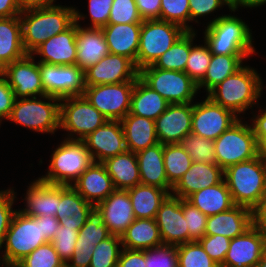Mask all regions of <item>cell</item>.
Masks as SVG:
<instances>
[{
  "label": "cell",
  "mask_w": 266,
  "mask_h": 267,
  "mask_svg": "<svg viewBox=\"0 0 266 267\" xmlns=\"http://www.w3.org/2000/svg\"><path fill=\"white\" fill-rule=\"evenodd\" d=\"M50 242L42 234L41 220L38 217H29L17 210L11 220L5 235L4 251L0 260L21 261L38 246Z\"/></svg>",
  "instance_id": "obj_8"
},
{
  "label": "cell",
  "mask_w": 266,
  "mask_h": 267,
  "mask_svg": "<svg viewBox=\"0 0 266 267\" xmlns=\"http://www.w3.org/2000/svg\"><path fill=\"white\" fill-rule=\"evenodd\" d=\"M266 247V236L254 225L231 239L220 267H256Z\"/></svg>",
  "instance_id": "obj_17"
},
{
  "label": "cell",
  "mask_w": 266,
  "mask_h": 267,
  "mask_svg": "<svg viewBox=\"0 0 266 267\" xmlns=\"http://www.w3.org/2000/svg\"><path fill=\"white\" fill-rule=\"evenodd\" d=\"M122 245L121 237L111 235L95 245L89 267H117Z\"/></svg>",
  "instance_id": "obj_45"
},
{
  "label": "cell",
  "mask_w": 266,
  "mask_h": 267,
  "mask_svg": "<svg viewBox=\"0 0 266 267\" xmlns=\"http://www.w3.org/2000/svg\"><path fill=\"white\" fill-rule=\"evenodd\" d=\"M224 170L217 164L192 162L188 171L172 187L171 195L186 199L196 191L219 184Z\"/></svg>",
  "instance_id": "obj_24"
},
{
  "label": "cell",
  "mask_w": 266,
  "mask_h": 267,
  "mask_svg": "<svg viewBox=\"0 0 266 267\" xmlns=\"http://www.w3.org/2000/svg\"><path fill=\"white\" fill-rule=\"evenodd\" d=\"M224 181L235 205L253 210L266 195V158L261 152L254 159L229 166Z\"/></svg>",
  "instance_id": "obj_2"
},
{
  "label": "cell",
  "mask_w": 266,
  "mask_h": 267,
  "mask_svg": "<svg viewBox=\"0 0 266 267\" xmlns=\"http://www.w3.org/2000/svg\"><path fill=\"white\" fill-rule=\"evenodd\" d=\"M261 76L252 67L243 65L206 94L214 103L239 116L258 104L263 94ZM237 113V114H236Z\"/></svg>",
  "instance_id": "obj_1"
},
{
  "label": "cell",
  "mask_w": 266,
  "mask_h": 267,
  "mask_svg": "<svg viewBox=\"0 0 266 267\" xmlns=\"http://www.w3.org/2000/svg\"><path fill=\"white\" fill-rule=\"evenodd\" d=\"M147 267H179L177 246L161 244L145 250Z\"/></svg>",
  "instance_id": "obj_48"
},
{
  "label": "cell",
  "mask_w": 266,
  "mask_h": 267,
  "mask_svg": "<svg viewBox=\"0 0 266 267\" xmlns=\"http://www.w3.org/2000/svg\"><path fill=\"white\" fill-rule=\"evenodd\" d=\"M256 267H266V247L263 251L262 257Z\"/></svg>",
  "instance_id": "obj_67"
},
{
  "label": "cell",
  "mask_w": 266,
  "mask_h": 267,
  "mask_svg": "<svg viewBox=\"0 0 266 267\" xmlns=\"http://www.w3.org/2000/svg\"><path fill=\"white\" fill-rule=\"evenodd\" d=\"M87 216L88 214L74 213L72 218L59 220V230L50 242L63 262L72 258L79 230L86 223Z\"/></svg>",
  "instance_id": "obj_38"
},
{
  "label": "cell",
  "mask_w": 266,
  "mask_h": 267,
  "mask_svg": "<svg viewBox=\"0 0 266 267\" xmlns=\"http://www.w3.org/2000/svg\"><path fill=\"white\" fill-rule=\"evenodd\" d=\"M193 103L169 104L155 120L156 134L161 144H175L192 130Z\"/></svg>",
  "instance_id": "obj_20"
},
{
  "label": "cell",
  "mask_w": 266,
  "mask_h": 267,
  "mask_svg": "<svg viewBox=\"0 0 266 267\" xmlns=\"http://www.w3.org/2000/svg\"><path fill=\"white\" fill-rule=\"evenodd\" d=\"M85 86L118 84L136 81L139 70L135 63L122 55L109 53L84 71Z\"/></svg>",
  "instance_id": "obj_16"
},
{
  "label": "cell",
  "mask_w": 266,
  "mask_h": 267,
  "mask_svg": "<svg viewBox=\"0 0 266 267\" xmlns=\"http://www.w3.org/2000/svg\"><path fill=\"white\" fill-rule=\"evenodd\" d=\"M186 200L207 217L228 211L235 206L224 179L215 186L194 192Z\"/></svg>",
  "instance_id": "obj_34"
},
{
  "label": "cell",
  "mask_w": 266,
  "mask_h": 267,
  "mask_svg": "<svg viewBox=\"0 0 266 267\" xmlns=\"http://www.w3.org/2000/svg\"><path fill=\"white\" fill-rule=\"evenodd\" d=\"M13 189L0 191V248L4 242L13 215L17 211V209L13 210L12 208L15 198H17Z\"/></svg>",
  "instance_id": "obj_53"
},
{
  "label": "cell",
  "mask_w": 266,
  "mask_h": 267,
  "mask_svg": "<svg viewBox=\"0 0 266 267\" xmlns=\"http://www.w3.org/2000/svg\"><path fill=\"white\" fill-rule=\"evenodd\" d=\"M18 0H0V19L20 15Z\"/></svg>",
  "instance_id": "obj_63"
},
{
  "label": "cell",
  "mask_w": 266,
  "mask_h": 267,
  "mask_svg": "<svg viewBox=\"0 0 266 267\" xmlns=\"http://www.w3.org/2000/svg\"><path fill=\"white\" fill-rule=\"evenodd\" d=\"M121 125L125 136L126 148L133 153L140 152L159 143L155 121L151 119L128 113L121 120Z\"/></svg>",
  "instance_id": "obj_30"
},
{
  "label": "cell",
  "mask_w": 266,
  "mask_h": 267,
  "mask_svg": "<svg viewBox=\"0 0 266 267\" xmlns=\"http://www.w3.org/2000/svg\"><path fill=\"white\" fill-rule=\"evenodd\" d=\"M191 50V31H186L163 55L153 64L155 68L173 71H185Z\"/></svg>",
  "instance_id": "obj_39"
},
{
  "label": "cell",
  "mask_w": 266,
  "mask_h": 267,
  "mask_svg": "<svg viewBox=\"0 0 266 267\" xmlns=\"http://www.w3.org/2000/svg\"><path fill=\"white\" fill-rule=\"evenodd\" d=\"M179 267H220L198 241L177 246Z\"/></svg>",
  "instance_id": "obj_46"
},
{
  "label": "cell",
  "mask_w": 266,
  "mask_h": 267,
  "mask_svg": "<svg viewBox=\"0 0 266 267\" xmlns=\"http://www.w3.org/2000/svg\"><path fill=\"white\" fill-rule=\"evenodd\" d=\"M231 239L223 235H205L198 242L208 253L210 258L219 266L224 263Z\"/></svg>",
  "instance_id": "obj_52"
},
{
  "label": "cell",
  "mask_w": 266,
  "mask_h": 267,
  "mask_svg": "<svg viewBox=\"0 0 266 267\" xmlns=\"http://www.w3.org/2000/svg\"><path fill=\"white\" fill-rule=\"evenodd\" d=\"M258 110L259 114L253 115L252 130L254 132L257 143L263 148L266 146V108Z\"/></svg>",
  "instance_id": "obj_59"
},
{
  "label": "cell",
  "mask_w": 266,
  "mask_h": 267,
  "mask_svg": "<svg viewBox=\"0 0 266 267\" xmlns=\"http://www.w3.org/2000/svg\"><path fill=\"white\" fill-rule=\"evenodd\" d=\"M93 160L83 140L64 139L51 155L46 175L41 181L56 185H72Z\"/></svg>",
  "instance_id": "obj_5"
},
{
  "label": "cell",
  "mask_w": 266,
  "mask_h": 267,
  "mask_svg": "<svg viewBox=\"0 0 266 267\" xmlns=\"http://www.w3.org/2000/svg\"><path fill=\"white\" fill-rule=\"evenodd\" d=\"M155 221L163 244L178 246L189 242V231L183 215L181 198L169 194L161 203Z\"/></svg>",
  "instance_id": "obj_18"
},
{
  "label": "cell",
  "mask_w": 266,
  "mask_h": 267,
  "mask_svg": "<svg viewBox=\"0 0 266 267\" xmlns=\"http://www.w3.org/2000/svg\"><path fill=\"white\" fill-rule=\"evenodd\" d=\"M120 248L147 250L163 244L155 219H135L121 235Z\"/></svg>",
  "instance_id": "obj_35"
},
{
  "label": "cell",
  "mask_w": 266,
  "mask_h": 267,
  "mask_svg": "<svg viewBox=\"0 0 266 267\" xmlns=\"http://www.w3.org/2000/svg\"><path fill=\"white\" fill-rule=\"evenodd\" d=\"M179 144L186 150L192 162L217 164L213 140L190 133Z\"/></svg>",
  "instance_id": "obj_44"
},
{
  "label": "cell",
  "mask_w": 266,
  "mask_h": 267,
  "mask_svg": "<svg viewBox=\"0 0 266 267\" xmlns=\"http://www.w3.org/2000/svg\"><path fill=\"white\" fill-rule=\"evenodd\" d=\"M109 53L131 59L137 68L141 23L107 24L102 27Z\"/></svg>",
  "instance_id": "obj_26"
},
{
  "label": "cell",
  "mask_w": 266,
  "mask_h": 267,
  "mask_svg": "<svg viewBox=\"0 0 266 267\" xmlns=\"http://www.w3.org/2000/svg\"><path fill=\"white\" fill-rule=\"evenodd\" d=\"M96 206L101 211L104 224L112 235L121 237L136 219L127 190L115 189Z\"/></svg>",
  "instance_id": "obj_23"
},
{
  "label": "cell",
  "mask_w": 266,
  "mask_h": 267,
  "mask_svg": "<svg viewBox=\"0 0 266 267\" xmlns=\"http://www.w3.org/2000/svg\"><path fill=\"white\" fill-rule=\"evenodd\" d=\"M231 1V6H232V11L235 12L236 10L238 11V7H244V8H256L261 5L266 4V0H230Z\"/></svg>",
  "instance_id": "obj_65"
},
{
  "label": "cell",
  "mask_w": 266,
  "mask_h": 267,
  "mask_svg": "<svg viewBox=\"0 0 266 267\" xmlns=\"http://www.w3.org/2000/svg\"><path fill=\"white\" fill-rule=\"evenodd\" d=\"M135 0H114L107 24L142 23Z\"/></svg>",
  "instance_id": "obj_49"
},
{
  "label": "cell",
  "mask_w": 266,
  "mask_h": 267,
  "mask_svg": "<svg viewBox=\"0 0 266 267\" xmlns=\"http://www.w3.org/2000/svg\"><path fill=\"white\" fill-rule=\"evenodd\" d=\"M0 72L8 80L16 98L46 95L41 83L39 62L35 61L32 54L7 64Z\"/></svg>",
  "instance_id": "obj_15"
},
{
  "label": "cell",
  "mask_w": 266,
  "mask_h": 267,
  "mask_svg": "<svg viewBox=\"0 0 266 267\" xmlns=\"http://www.w3.org/2000/svg\"><path fill=\"white\" fill-rule=\"evenodd\" d=\"M253 225L266 236V195L252 210Z\"/></svg>",
  "instance_id": "obj_61"
},
{
  "label": "cell",
  "mask_w": 266,
  "mask_h": 267,
  "mask_svg": "<svg viewBox=\"0 0 266 267\" xmlns=\"http://www.w3.org/2000/svg\"><path fill=\"white\" fill-rule=\"evenodd\" d=\"M217 165L223 170L229 166L254 159L262 152L250 124L242 119L235 122L214 140Z\"/></svg>",
  "instance_id": "obj_7"
},
{
  "label": "cell",
  "mask_w": 266,
  "mask_h": 267,
  "mask_svg": "<svg viewBox=\"0 0 266 267\" xmlns=\"http://www.w3.org/2000/svg\"><path fill=\"white\" fill-rule=\"evenodd\" d=\"M182 209L189 231V242L198 241L205 236L207 216L186 199H182Z\"/></svg>",
  "instance_id": "obj_51"
},
{
  "label": "cell",
  "mask_w": 266,
  "mask_h": 267,
  "mask_svg": "<svg viewBox=\"0 0 266 267\" xmlns=\"http://www.w3.org/2000/svg\"><path fill=\"white\" fill-rule=\"evenodd\" d=\"M185 32L176 23L160 19L144 20L141 23L137 69L153 65Z\"/></svg>",
  "instance_id": "obj_9"
},
{
  "label": "cell",
  "mask_w": 266,
  "mask_h": 267,
  "mask_svg": "<svg viewBox=\"0 0 266 267\" xmlns=\"http://www.w3.org/2000/svg\"><path fill=\"white\" fill-rule=\"evenodd\" d=\"M111 235L104 224L101 211L95 205L89 210L86 223L79 230L76 242H87L96 245Z\"/></svg>",
  "instance_id": "obj_43"
},
{
  "label": "cell",
  "mask_w": 266,
  "mask_h": 267,
  "mask_svg": "<svg viewBox=\"0 0 266 267\" xmlns=\"http://www.w3.org/2000/svg\"><path fill=\"white\" fill-rule=\"evenodd\" d=\"M238 120L232 111L206 96L203 101L193 104L191 133L214 141Z\"/></svg>",
  "instance_id": "obj_14"
},
{
  "label": "cell",
  "mask_w": 266,
  "mask_h": 267,
  "mask_svg": "<svg viewBox=\"0 0 266 267\" xmlns=\"http://www.w3.org/2000/svg\"><path fill=\"white\" fill-rule=\"evenodd\" d=\"M224 5L228 6L229 10L232 11L230 0H189L190 22L199 23L197 18L214 13Z\"/></svg>",
  "instance_id": "obj_54"
},
{
  "label": "cell",
  "mask_w": 266,
  "mask_h": 267,
  "mask_svg": "<svg viewBox=\"0 0 266 267\" xmlns=\"http://www.w3.org/2000/svg\"><path fill=\"white\" fill-rule=\"evenodd\" d=\"M107 120L84 95L60 101V129L68 132L65 139L83 140Z\"/></svg>",
  "instance_id": "obj_10"
},
{
  "label": "cell",
  "mask_w": 266,
  "mask_h": 267,
  "mask_svg": "<svg viewBox=\"0 0 266 267\" xmlns=\"http://www.w3.org/2000/svg\"><path fill=\"white\" fill-rule=\"evenodd\" d=\"M136 156L139 165L140 183L160 187L171 194L173 186L167 180L163 160V144L157 143L137 152Z\"/></svg>",
  "instance_id": "obj_29"
},
{
  "label": "cell",
  "mask_w": 266,
  "mask_h": 267,
  "mask_svg": "<svg viewBox=\"0 0 266 267\" xmlns=\"http://www.w3.org/2000/svg\"><path fill=\"white\" fill-rule=\"evenodd\" d=\"M57 267H70V265L68 264V262H63Z\"/></svg>",
  "instance_id": "obj_68"
},
{
  "label": "cell",
  "mask_w": 266,
  "mask_h": 267,
  "mask_svg": "<svg viewBox=\"0 0 266 267\" xmlns=\"http://www.w3.org/2000/svg\"><path fill=\"white\" fill-rule=\"evenodd\" d=\"M60 101L49 95L16 98L7 120L39 133L54 134L60 129Z\"/></svg>",
  "instance_id": "obj_6"
},
{
  "label": "cell",
  "mask_w": 266,
  "mask_h": 267,
  "mask_svg": "<svg viewBox=\"0 0 266 267\" xmlns=\"http://www.w3.org/2000/svg\"><path fill=\"white\" fill-rule=\"evenodd\" d=\"M0 267H25V266L21 263V261L0 260Z\"/></svg>",
  "instance_id": "obj_66"
},
{
  "label": "cell",
  "mask_w": 266,
  "mask_h": 267,
  "mask_svg": "<svg viewBox=\"0 0 266 267\" xmlns=\"http://www.w3.org/2000/svg\"><path fill=\"white\" fill-rule=\"evenodd\" d=\"M114 0H89L88 12L91 25L89 28H102L107 25Z\"/></svg>",
  "instance_id": "obj_55"
},
{
  "label": "cell",
  "mask_w": 266,
  "mask_h": 267,
  "mask_svg": "<svg viewBox=\"0 0 266 267\" xmlns=\"http://www.w3.org/2000/svg\"><path fill=\"white\" fill-rule=\"evenodd\" d=\"M160 20L176 23L186 31H194L190 22L189 0H161Z\"/></svg>",
  "instance_id": "obj_47"
},
{
  "label": "cell",
  "mask_w": 266,
  "mask_h": 267,
  "mask_svg": "<svg viewBox=\"0 0 266 267\" xmlns=\"http://www.w3.org/2000/svg\"><path fill=\"white\" fill-rule=\"evenodd\" d=\"M136 219H155L169 193L157 186L138 184L127 189Z\"/></svg>",
  "instance_id": "obj_36"
},
{
  "label": "cell",
  "mask_w": 266,
  "mask_h": 267,
  "mask_svg": "<svg viewBox=\"0 0 266 267\" xmlns=\"http://www.w3.org/2000/svg\"><path fill=\"white\" fill-rule=\"evenodd\" d=\"M41 83L46 95L59 99L84 95V71L74 65H51L39 62Z\"/></svg>",
  "instance_id": "obj_13"
},
{
  "label": "cell",
  "mask_w": 266,
  "mask_h": 267,
  "mask_svg": "<svg viewBox=\"0 0 266 267\" xmlns=\"http://www.w3.org/2000/svg\"><path fill=\"white\" fill-rule=\"evenodd\" d=\"M93 162H104L107 158L127 150L120 120H107L102 126L83 139Z\"/></svg>",
  "instance_id": "obj_19"
},
{
  "label": "cell",
  "mask_w": 266,
  "mask_h": 267,
  "mask_svg": "<svg viewBox=\"0 0 266 267\" xmlns=\"http://www.w3.org/2000/svg\"><path fill=\"white\" fill-rule=\"evenodd\" d=\"M139 77L169 104L192 103L199 91L198 85L183 71L149 65L139 70Z\"/></svg>",
  "instance_id": "obj_11"
},
{
  "label": "cell",
  "mask_w": 266,
  "mask_h": 267,
  "mask_svg": "<svg viewBox=\"0 0 266 267\" xmlns=\"http://www.w3.org/2000/svg\"><path fill=\"white\" fill-rule=\"evenodd\" d=\"M25 208L19 209L29 217L53 216L58 209V185L49 184L39 178L31 182L24 198Z\"/></svg>",
  "instance_id": "obj_28"
},
{
  "label": "cell",
  "mask_w": 266,
  "mask_h": 267,
  "mask_svg": "<svg viewBox=\"0 0 266 267\" xmlns=\"http://www.w3.org/2000/svg\"><path fill=\"white\" fill-rule=\"evenodd\" d=\"M262 152L264 153V156L266 158V146L262 148Z\"/></svg>",
  "instance_id": "obj_69"
},
{
  "label": "cell",
  "mask_w": 266,
  "mask_h": 267,
  "mask_svg": "<svg viewBox=\"0 0 266 267\" xmlns=\"http://www.w3.org/2000/svg\"><path fill=\"white\" fill-rule=\"evenodd\" d=\"M252 225V210L235 205L228 211L208 216L205 235H223L233 239Z\"/></svg>",
  "instance_id": "obj_27"
},
{
  "label": "cell",
  "mask_w": 266,
  "mask_h": 267,
  "mask_svg": "<svg viewBox=\"0 0 266 267\" xmlns=\"http://www.w3.org/2000/svg\"><path fill=\"white\" fill-rule=\"evenodd\" d=\"M92 206L72 186L58 185V220L72 218L74 213L88 214Z\"/></svg>",
  "instance_id": "obj_41"
},
{
  "label": "cell",
  "mask_w": 266,
  "mask_h": 267,
  "mask_svg": "<svg viewBox=\"0 0 266 267\" xmlns=\"http://www.w3.org/2000/svg\"><path fill=\"white\" fill-rule=\"evenodd\" d=\"M76 35L77 23L74 22L67 30L52 37L39 45L31 54L40 56L38 62L51 65L76 64Z\"/></svg>",
  "instance_id": "obj_22"
},
{
  "label": "cell",
  "mask_w": 266,
  "mask_h": 267,
  "mask_svg": "<svg viewBox=\"0 0 266 267\" xmlns=\"http://www.w3.org/2000/svg\"><path fill=\"white\" fill-rule=\"evenodd\" d=\"M249 26L237 16H216L205 28L204 42L213 55L255 54Z\"/></svg>",
  "instance_id": "obj_4"
},
{
  "label": "cell",
  "mask_w": 266,
  "mask_h": 267,
  "mask_svg": "<svg viewBox=\"0 0 266 267\" xmlns=\"http://www.w3.org/2000/svg\"><path fill=\"white\" fill-rule=\"evenodd\" d=\"M21 263L25 267H57L63 261L57 254L51 242L38 246Z\"/></svg>",
  "instance_id": "obj_50"
},
{
  "label": "cell",
  "mask_w": 266,
  "mask_h": 267,
  "mask_svg": "<svg viewBox=\"0 0 266 267\" xmlns=\"http://www.w3.org/2000/svg\"><path fill=\"white\" fill-rule=\"evenodd\" d=\"M22 43L31 54L49 37L67 30L75 22V7L54 5L21 12Z\"/></svg>",
  "instance_id": "obj_3"
},
{
  "label": "cell",
  "mask_w": 266,
  "mask_h": 267,
  "mask_svg": "<svg viewBox=\"0 0 266 267\" xmlns=\"http://www.w3.org/2000/svg\"><path fill=\"white\" fill-rule=\"evenodd\" d=\"M197 33L191 31V50L186 63L185 73L198 84L205 76L207 68L211 61V51L208 45L204 42L203 45H194V38Z\"/></svg>",
  "instance_id": "obj_42"
},
{
  "label": "cell",
  "mask_w": 266,
  "mask_h": 267,
  "mask_svg": "<svg viewBox=\"0 0 266 267\" xmlns=\"http://www.w3.org/2000/svg\"><path fill=\"white\" fill-rule=\"evenodd\" d=\"M55 0H18L20 12L54 6Z\"/></svg>",
  "instance_id": "obj_64"
},
{
  "label": "cell",
  "mask_w": 266,
  "mask_h": 267,
  "mask_svg": "<svg viewBox=\"0 0 266 267\" xmlns=\"http://www.w3.org/2000/svg\"><path fill=\"white\" fill-rule=\"evenodd\" d=\"M250 55H213L204 78L197 84L198 90L204 88L207 94L225 78L243 66V60Z\"/></svg>",
  "instance_id": "obj_37"
},
{
  "label": "cell",
  "mask_w": 266,
  "mask_h": 267,
  "mask_svg": "<svg viewBox=\"0 0 266 267\" xmlns=\"http://www.w3.org/2000/svg\"><path fill=\"white\" fill-rule=\"evenodd\" d=\"M111 177L115 189L127 190L140 184L136 153L126 150L102 162Z\"/></svg>",
  "instance_id": "obj_33"
},
{
  "label": "cell",
  "mask_w": 266,
  "mask_h": 267,
  "mask_svg": "<svg viewBox=\"0 0 266 267\" xmlns=\"http://www.w3.org/2000/svg\"><path fill=\"white\" fill-rule=\"evenodd\" d=\"M38 218L41 220L42 234H44V236L51 241L59 230V220L56 217L46 215Z\"/></svg>",
  "instance_id": "obj_62"
},
{
  "label": "cell",
  "mask_w": 266,
  "mask_h": 267,
  "mask_svg": "<svg viewBox=\"0 0 266 267\" xmlns=\"http://www.w3.org/2000/svg\"><path fill=\"white\" fill-rule=\"evenodd\" d=\"M163 160L167 180L172 186L178 182L192 164L190 156L179 143L163 145Z\"/></svg>",
  "instance_id": "obj_40"
},
{
  "label": "cell",
  "mask_w": 266,
  "mask_h": 267,
  "mask_svg": "<svg viewBox=\"0 0 266 267\" xmlns=\"http://www.w3.org/2000/svg\"><path fill=\"white\" fill-rule=\"evenodd\" d=\"M117 267H147L145 250L122 248Z\"/></svg>",
  "instance_id": "obj_58"
},
{
  "label": "cell",
  "mask_w": 266,
  "mask_h": 267,
  "mask_svg": "<svg viewBox=\"0 0 266 267\" xmlns=\"http://www.w3.org/2000/svg\"><path fill=\"white\" fill-rule=\"evenodd\" d=\"M22 25L19 16L0 19V71L13 61L25 57Z\"/></svg>",
  "instance_id": "obj_31"
},
{
  "label": "cell",
  "mask_w": 266,
  "mask_h": 267,
  "mask_svg": "<svg viewBox=\"0 0 266 267\" xmlns=\"http://www.w3.org/2000/svg\"><path fill=\"white\" fill-rule=\"evenodd\" d=\"M135 81L86 86L85 98L108 120H122L130 111Z\"/></svg>",
  "instance_id": "obj_12"
},
{
  "label": "cell",
  "mask_w": 266,
  "mask_h": 267,
  "mask_svg": "<svg viewBox=\"0 0 266 267\" xmlns=\"http://www.w3.org/2000/svg\"><path fill=\"white\" fill-rule=\"evenodd\" d=\"M95 245L87 242H76L72 258L68 261L70 267H89Z\"/></svg>",
  "instance_id": "obj_57"
},
{
  "label": "cell",
  "mask_w": 266,
  "mask_h": 267,
  "mask_svg": "<svg viewBox=\"0 0 266 267\" xmlns=\"http://www.w3.org/2000/svg\"><path fill=\"white\" fill-rule=\"evenodd\" d=\"M86 15L81 14L75 8V22L77 23L76 35V65L83 71L96 64L105 55L109 54L108 45L101 28L82 27L80 20H84Z\"/></svg>",
  "instance_id": "obj_21"
},
{
  "label": "cell",
  "mask_w": 266,
  "mask_h": 267,
  "mask_svg": "<svg viewBox=\"0 0 266 267\" xmlns=\"http://www.w3.org/2000/svg\"><path fill=\"white\" fill-rule=\"evenodd\" d=\"M168 105L167 100L148 86L140 77L136 79L131 95L129 114L155 121Z\"/></svg>",
  "instance_id": "obj_32"
},
{
  "label": "cell",
  "mask_w": 266,
  "mask_h": 267,
  "mask_svg": "<svg viewBox=\"0 0 266 267\" xmlns=\"http://www.w3.org/2000/svg\"><path fill=\"white\" fill-rule=\"evenodd\" d=\"M15 100L14 91L9 86L6 77L0 72V124L3 119L9 118Z\"/></svg>",
  "instance_id": "obj_56"
},
{
  "label": "cell",
  "mask_w": 266,
  "mask_h": 267,
  "mask_svg": "<svg viewBox=\"0 0 266 267\" xmlns=\"http://www.w3.org/2000/svg\"><path fill=\"white\" fill-rule=\"evenodd\" d=\"M71 186L93 206L115 190L113 181L101 162H92Z\"/></svg>",
  "instance_id": "obj_25"
},
{
  "label": "cell",
  "mask_w": 266,
  "mask_h": 267,
  "mask_svg": "<svg viewBox=\"0 0 266 267\" xmlns=\"http://www.w3.org/2000/svg\"><path fill=\"white\" fill-rule=\"evenodd\" d=\"M142 20L160 19L161 0H135Z\"/></svg>",
  "instance_id": "obj_60"
}]
</instances>
